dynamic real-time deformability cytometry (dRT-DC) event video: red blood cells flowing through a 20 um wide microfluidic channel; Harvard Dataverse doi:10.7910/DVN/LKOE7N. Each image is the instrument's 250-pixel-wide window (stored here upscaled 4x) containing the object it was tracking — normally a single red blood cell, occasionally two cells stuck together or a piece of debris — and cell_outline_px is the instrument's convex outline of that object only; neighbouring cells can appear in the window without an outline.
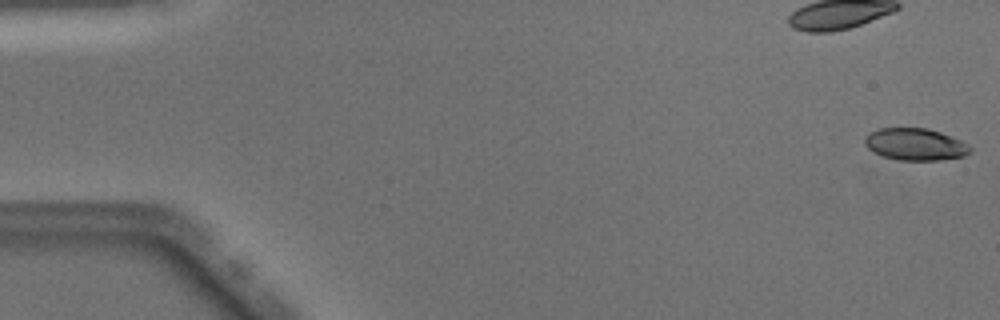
{"species": "Egyptian fruit bat (a non-hibernating species)", "species_latin": "Rousettus aegyptiacus", "temperature_condition": "warm", "stored_images_in_passage": 50, "camera_frame_rate_fps": 3000, "um_per_image_px": 0.085, "animal": {"sex": "male"}, "frame": {"image": 1, "passage_image": 1, "time_ms": 0.0, "image_size_px": [1000, 320], "cell_outline_px": [[972, 152], [964, 156], [936, 160], [900, 160], [884, 156], [872, 152], [864, 144], [864, 136], [880, 128], [928, 128], [940, 132], [960, 140], [968, 144], [972, 148]], "centroid_in_image_um": [77.8, 12.27], "position_along_channel_um": 7.2, "area_um2": 19.65}}
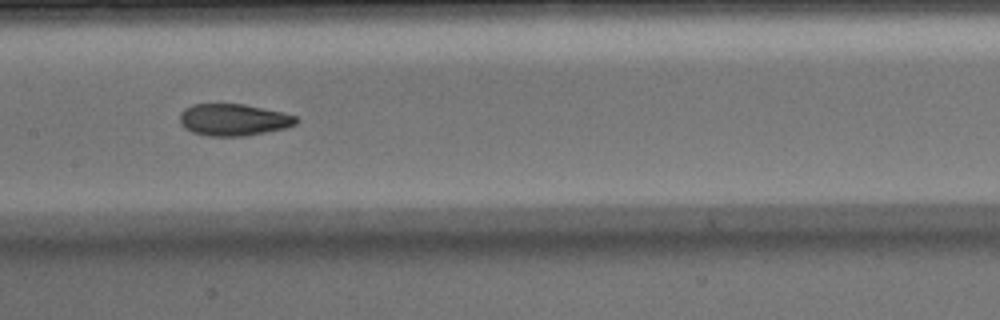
{"frame": {"image": 2, "passage_image": 25, "time_ms": 8.0, "image_size_px": [1000, 320], "cell_outline_px": [[300, 120], [296, 124], [284, 128], [244, 136], [208, 136], [192, 132], [184, 128], [180, 124], [180, 112], [184, 108], [192, 104], [244, 104], [280, 112], [296, 116]], "centroid_in_image_um": [19.81, 10.18], "position_along_channel_um": 187.6, "area_um2": 21.56}}
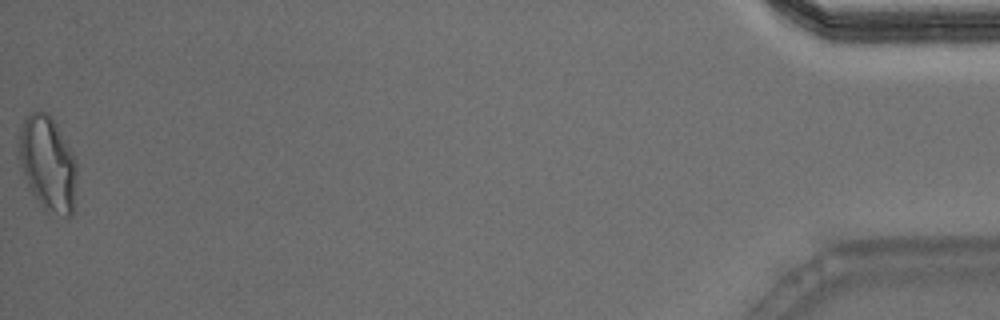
{"frame": {"image": 3, "passage_image": 50, "time_ms": 16.333, "image_size_px": [1000, 320], "cell_outline_px": [[76, 180], [72, 216], [68, 220], [48, 212], [44, 208], [28, 188], [20, 164], [20, 128], [24, 120], [32, 112], [48, 112], [56, 124], [72, 152], [76, 160]], "centroid_in_image_um": [4.08, 13.97], "position_along_channel_um": 431.1, "area_um2": 31.85}, "authors_computed_cell_mechanics": {"area_um2": 21.675, "velocity_mm_per_s": 4.0815, "shape_relaxation_time_tau1_ms": 9.8564, "shape_relaxation_time_tau2_ms": 1.6476, "deformation_change_tau1": 0.2721, "deformation_change_tau2": 0.0709}}